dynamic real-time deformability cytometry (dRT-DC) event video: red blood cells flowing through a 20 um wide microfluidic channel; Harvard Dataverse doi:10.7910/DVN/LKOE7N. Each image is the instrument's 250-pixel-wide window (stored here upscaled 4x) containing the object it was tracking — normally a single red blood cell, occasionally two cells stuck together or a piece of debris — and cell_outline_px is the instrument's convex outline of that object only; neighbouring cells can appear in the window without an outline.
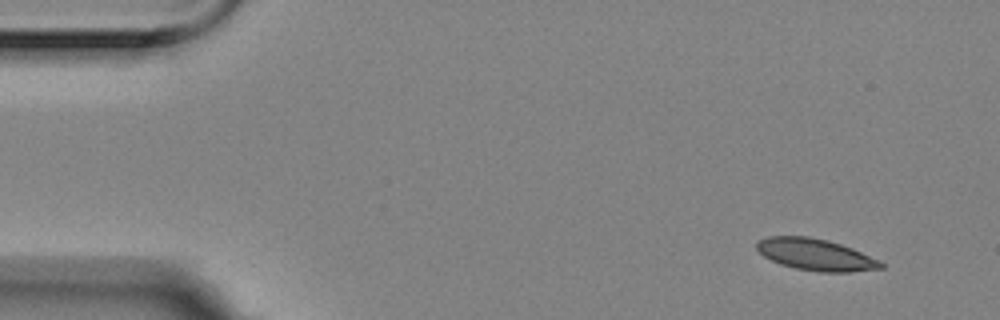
{"species": "Egyptian fruit bat (a non-hibernating species)", "species_latin": "Rousettus aegyptiacus", "temperature_condition": "room temperature", "stored_images_in_passage": 10, "camera_frame_rate_fps": 3000, "um_per_image_px": 0.085, "animal": {"sex": "female"}, "frame": {"image": 1, "passage_image": 1, "time_ms": 0.0, "image_size_px": [1000, 320], "cell_outline_px": [[884, 268], [852, 272], [820, 272], [796, 268], [780, 264], [764, 256], [756, 248], [756, 244], [760, 240], [768, 236], [808, 236], [828, 240], [852, 248], [884, 264]], "centroid_in_image_um": [69.31, 21.64], "position_along_channel_um": 15.7, "area_um2": 22.66}}
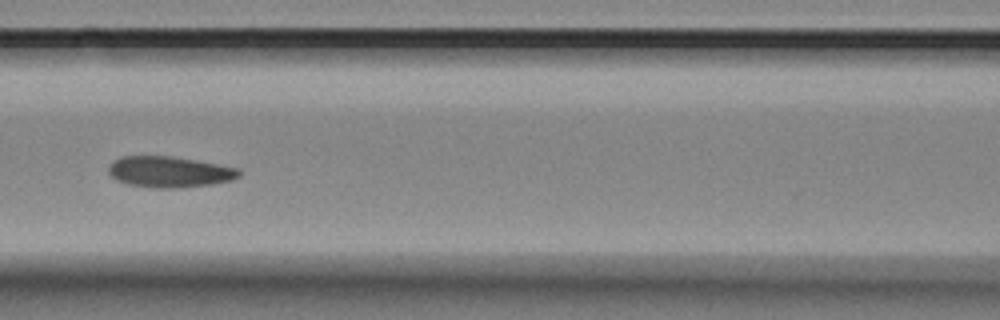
{"frame": {"image": 2, "passage_image": 6, "time_ms": 1.667, "image_size_px": [1000, 320], "cell_outline_px": [[240, 176], [232, 180], [212, 184], [176, 188], [152, 188], [128, 184], [116, 180], [108, 172], [108, 168], [112, 160], [120, 156], [172, 156], [196, 160], [240, 168]], "centroid_in_image_um": [14.39, 14.6], "position_along_channel_um": 152.2, "area_um2": 23.76}}
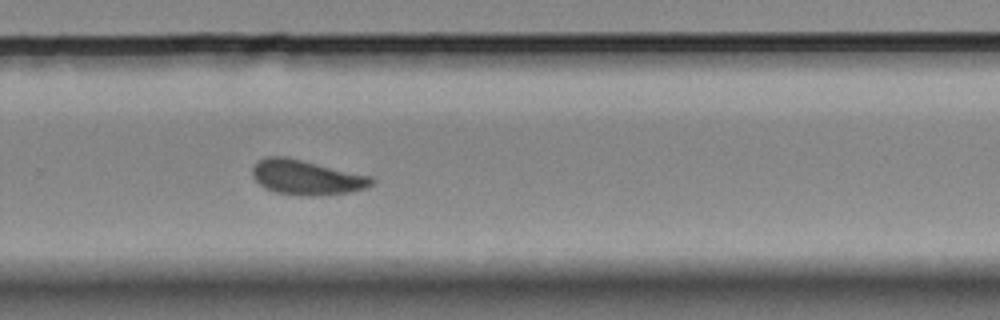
{"frame": {"image": 3, "passage_image": 10, "time_ms": 3.0, "image_size_px": [1000, 320], "cell_outline_px": [[376, 180], [372, 184], [364, 188], [352, 192], [312, 196], [300, 196], [276, 192], [264, 188], [252, 176], [252, 168], [260, 160], [268, 156], [284, 156], [372, 176]], "centroid_in_image_um": [26.06, 15.09], "position_along_channel_um": 303.7, "area_um2": 24.1}}